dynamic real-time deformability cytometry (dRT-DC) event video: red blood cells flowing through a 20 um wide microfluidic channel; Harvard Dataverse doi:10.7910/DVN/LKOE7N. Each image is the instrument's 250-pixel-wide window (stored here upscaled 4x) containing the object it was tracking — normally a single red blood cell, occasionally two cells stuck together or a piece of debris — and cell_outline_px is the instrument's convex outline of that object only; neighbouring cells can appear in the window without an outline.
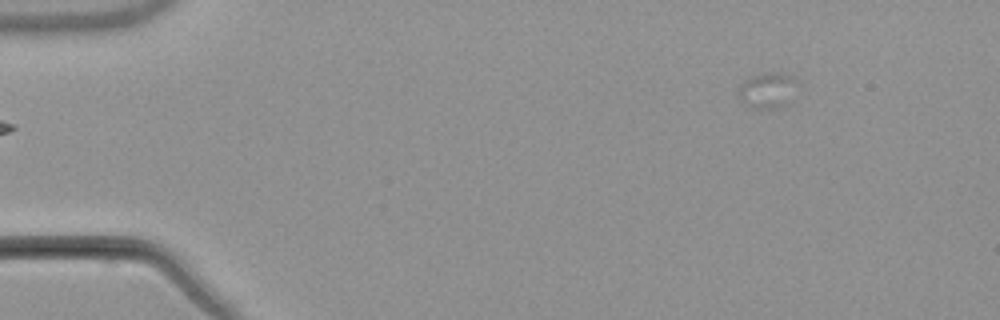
{"species": "common noctule bat (a hibernating species)", "species_latin": "Nyctalus noctula", "temperature_condition": "warm", "stored_images_in_passage": 3, "segment_of_instrument_passage": [2, 2], "camera_frame_rate_fps": 3000, "um_per_image_px": 0.085, "animal": {"sex": "male", "body_mass_g": 21.5, "forearm_length_mm": 52.0}, "frame": {"image": 1, "passage_image": 3, "time_ms": 2.333, "image_size_px": [1000, 320], "cell_outline_px": [[792, 80], [788, 104], [776, 108], [752, 108], [744, 104], [740, 96], [740, 84], [752, 76], [776, 72], [788, 76]], "centroid_in_image_um": [65.13, 7.72], "position_along_channel_um": 19.9, "area_um2": 11.16}}